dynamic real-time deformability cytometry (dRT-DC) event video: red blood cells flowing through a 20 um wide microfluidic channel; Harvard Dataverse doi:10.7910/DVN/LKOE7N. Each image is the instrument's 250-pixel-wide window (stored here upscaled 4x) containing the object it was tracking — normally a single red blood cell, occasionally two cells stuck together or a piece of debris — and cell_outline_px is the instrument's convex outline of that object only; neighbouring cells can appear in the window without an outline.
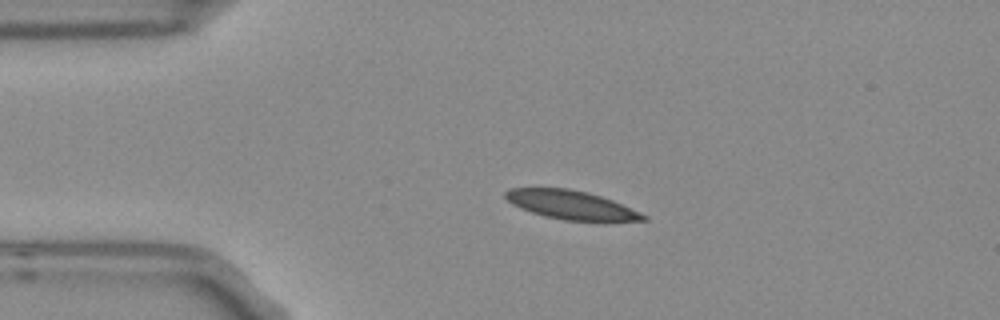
{"species": "Egyptian fruit bat (a non-hibernating species)", "species_latin": "Rousettus aegyptiacus", "temperature_condition": "room temperature", "stored_images_in_passage": 3, "camera_frame_rate_fps": 3000, "um_per_image_px": 0.085, "frame": {"image": 1, "passage_image": 2, "time_ms": 0.333, "image_size_px": [1000, 320], "cell_outline_px": [[648, 220], [564, 220], [544, 216], [520, 208], [512, 204], [504, 196], [504, 192], [508, 188], [568, 188], [588, 192], [612, 200], [640, 212], [648, 216]], "centroid_in_image_um": [48.49, 17.4], "position_along_channel_um": 36.5, "area_um2": 22.77}}